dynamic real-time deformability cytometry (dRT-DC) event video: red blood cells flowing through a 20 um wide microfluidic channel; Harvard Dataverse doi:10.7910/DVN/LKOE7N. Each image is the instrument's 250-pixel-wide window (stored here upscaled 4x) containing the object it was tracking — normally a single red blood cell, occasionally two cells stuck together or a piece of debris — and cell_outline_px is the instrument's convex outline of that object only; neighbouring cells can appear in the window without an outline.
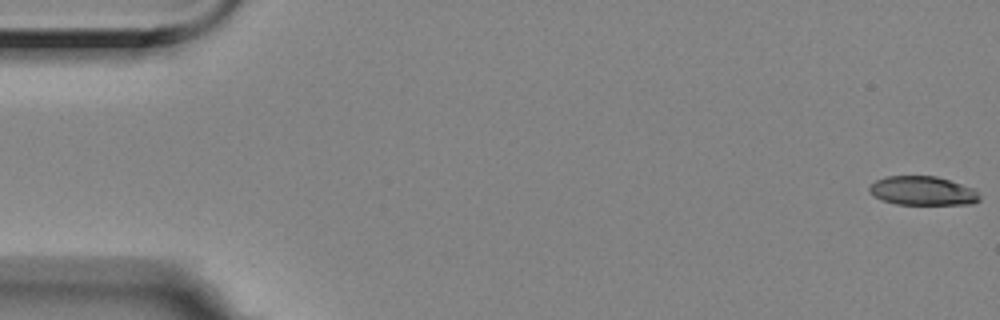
{"species": "Egyptian fruit bat (a non-hibernating species)", "species_latin": "Rousettus aegyptiacus", "temperature_condition": "room temperature", "stored_images_in_passage": 57, "camera_frame_rate_fps": 3000, "um_per_image_px": 0.085, "animal": {"sex": "female"}, "frame": {"image": 1, "passage_image": 1, "time_ms": 0.0, "image_size_px": [1000, 320], "cell_outline_px": [[980, 200], [972, 204], [896, 204], [884, 200], [868, 192], [868, 188], [876, 180], [888, 176], [936, 176], [972, 188], [980, 196]], "centroid_in_image_um": [78.42, 16.22], "position_along_channel_um": 6.6, "area_um2": 18.32}}
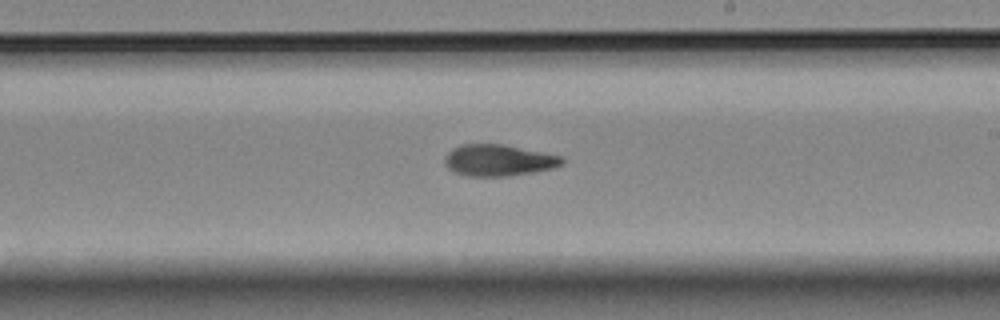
{"frame": {"image": 2, "passage_image": 33, "time_ms": 10.667, "image_size_px": [1000, 320], "cell_outline_px": [[564, 164], [552, 168], [536, 172], [508, 176], [468, 176], [456, 172], [448, 168], [444, 164], [444, 156], [452, 148], [460, 144], [500, 144], [560, 156], [564, 160]], "centroid_in_image_um": [42.33, 13.63], "position_along_channel_um": 246.7, "area_um2": 21.39}}
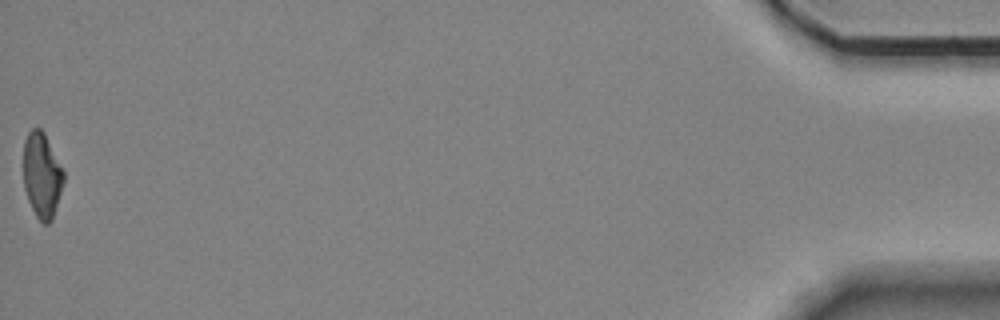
{"frame": {"image": 3, "passage_image": 57, "time_ms": 18.667, "image_size_px": [1000, 320], "cell_outline_px": [[64, 180], [52, 220], [48, 224], [44, 224], [36, 216], [28, 200], [24, 188], [24, 140], [28, 132], [32, 128], [40, 128], [44, 132], [64, 172]], "centroid_in_image_um": [3.55, 14.89], "position_along_channel_um": 431.6, "area_um2": 19.77}, "authors_computed_cell_mechanics": {"area_um2": 21.1548, "velocity_mm_per_s": 3.5309, "shape_relaxation_time_tau1_ms": null, "shape_relaxation_time_tau2_ms": 4.2718, "deformation_change_tau1": null, "deformation_change_tau2": 0.1141}}